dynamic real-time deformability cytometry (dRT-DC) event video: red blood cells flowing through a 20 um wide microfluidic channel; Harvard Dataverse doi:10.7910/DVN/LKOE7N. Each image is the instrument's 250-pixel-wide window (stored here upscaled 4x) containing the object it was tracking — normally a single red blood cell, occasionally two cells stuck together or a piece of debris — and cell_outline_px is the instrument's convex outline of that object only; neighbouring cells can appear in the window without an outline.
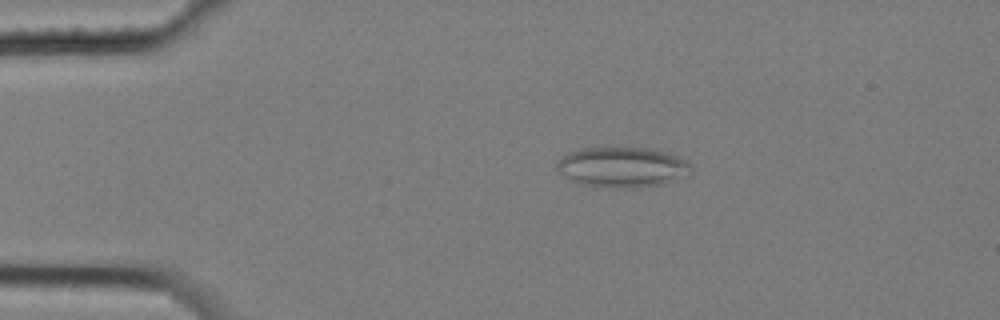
{"species": "common noctule bat (a hibernating species)", "species_latin": "Nyctalus noctula", "temperature_condition": "cold", "stored_images_in_passage": 4, "camera_frame_rate_fps": 3000, "um_per_image_px": 0.085, "animal": {"sex": "female", "body_mass_g": 25.1}, "frame": {"image": 1, "passage_image": 3, "time_ms": 0.667, "image_size_px": [1000, 320], "cell_outline_px": [[692, 176], [664, 184], [632, 188], [608, 188], [576, 184], [560, 172], [556, 168], [556, 160], [568, 152], [580, 148], [628, 144], [668, 152], [688, 160], [692, 164]], "centroid_in_image_um": [52.94, 14.17], "position_along_channel_um": 32.1, "area_um2": 33.35}}